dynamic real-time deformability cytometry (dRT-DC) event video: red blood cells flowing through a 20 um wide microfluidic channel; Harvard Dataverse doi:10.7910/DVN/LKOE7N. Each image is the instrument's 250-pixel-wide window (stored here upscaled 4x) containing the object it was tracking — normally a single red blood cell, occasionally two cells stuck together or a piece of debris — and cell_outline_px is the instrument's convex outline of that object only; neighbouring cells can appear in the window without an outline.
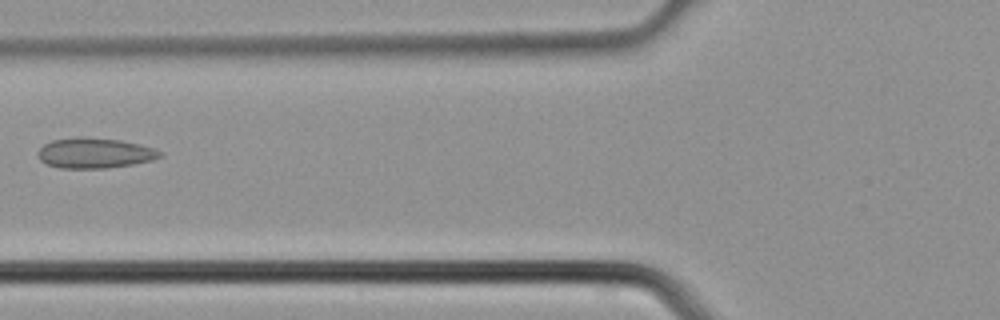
{"species": "common noctule bat (a hibernating species)", "species_latin": "Nyctalus noctula", "temperature_condition": "cold", "stored_images_in_passage": 5, "camera_frame_rate_fps": 3000, "um_per_image_px": 0.085, "animal": {"sex": "male", "body_mass_g": 21.5, "forearm_length_mm": 52.0}, "frame": {"image": 1, "passage_image": 5, "time_ms": 1.333, "image_size_px": [1000, 320], "cell_outline_px": [[164, 156], [152, 160], [132, 164], [104, 168], [60, 168], [48, 164], [40, 160], [36, 156], [36, 152], [44, 144], [52, 140], [80, 136], [84, 136], [120, 140], [140, 144], [164, 152]], "centroid_in_image_um": [8.04, 13.0], "position_along_channel_um": 117.8, "area_um2": 21.73}}